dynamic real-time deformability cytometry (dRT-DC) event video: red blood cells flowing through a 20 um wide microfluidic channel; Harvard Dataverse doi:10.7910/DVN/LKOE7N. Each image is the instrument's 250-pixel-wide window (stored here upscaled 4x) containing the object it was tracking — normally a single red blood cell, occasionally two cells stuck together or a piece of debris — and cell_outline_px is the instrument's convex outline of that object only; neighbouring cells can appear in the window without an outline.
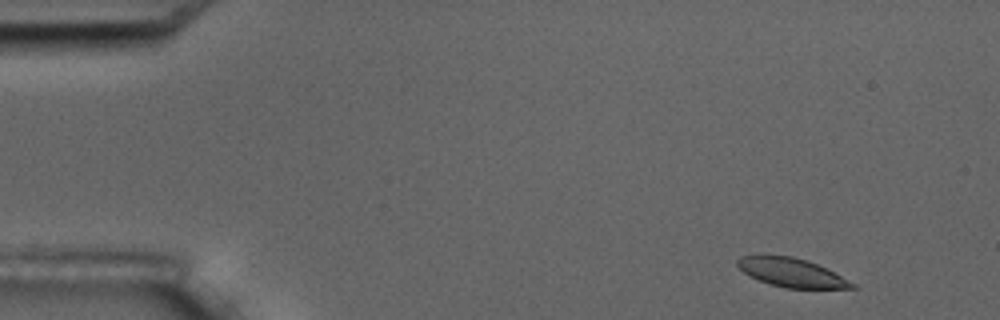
{"species": "common noctule bat (a hibernating species)", "species_latin": "Nyctalus noctula", "temperature_condition": "room temperature", "stored_images_in_passage": 4, "camera_frame_rate_fps": 3000, "um_per_image_px": 0.085, "animal": {"sex": "male", "body_mass_g": 17.5, "forearm_length_mm": 52.3}, "frame": {"image": 1, "passage_image": 1, "time_ms": 0.0, "image_size_px": [1000, 320], "cell_outline_px": [[856, 288], [784, 288], [760, 280], [744, 272], [736, 264], [736, 260], [740, 256], [792, 256], [808, 260], [856, 284]], "centroid_in_image_um": [67.28, 23.17], "position_along_channel_um": 17.7, "area_um2": 18.67}}
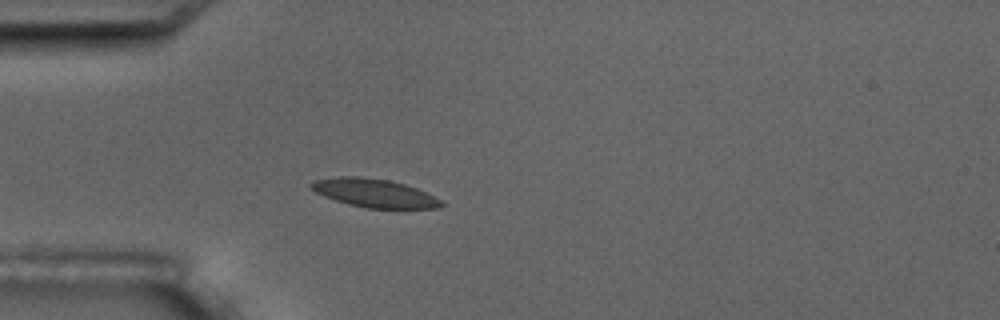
{"frame": {"image": 2, "passage_image": 4, "time_ms": 3.667, "image_size_px": [1000, 320], "cell_outline_px": [[444, 204], [440, 208], [368, 208], [348, 204], [324, 196], [308, 188], [308, 184], [312, 180], [340, 176], [356, 176], [388, 180], [404, 184], [416, 188], [440, 200]], "centroid_in_image_um": [31.74, 16.4], "position_along_channel_um": 53.3, "area_um2": 21.39}}